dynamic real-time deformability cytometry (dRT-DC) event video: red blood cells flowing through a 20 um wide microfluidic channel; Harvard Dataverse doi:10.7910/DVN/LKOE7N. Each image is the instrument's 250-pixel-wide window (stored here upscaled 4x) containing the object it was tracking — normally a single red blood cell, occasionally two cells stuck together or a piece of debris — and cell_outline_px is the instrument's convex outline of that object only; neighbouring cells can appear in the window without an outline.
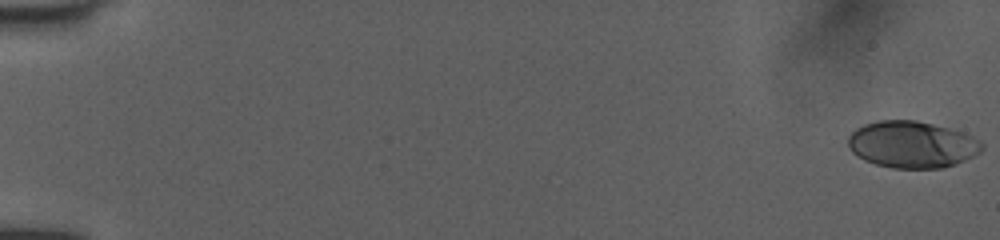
{"species": "human", "species_latin": "Homo sapiens", "temperature_condition": "room temperature", "stored_images_in_passage": 52, "camera_frame_rate_fps": 3000, "um_per_image_px": 0.085, "donor": {"sex": "female"}, "frame": {"image": 1, "passage_image": 1, "time_ms": 0.0, "image_size_px": [1000, 240], "cell_outline_px": [[984, 148], [980, 152], [956, 164], [944, 168], [892, 168], [876, 164], [864, 160], [852, 152], [848, 148], [848, 136], [856, 128], [864, 124], [876, 120], [916, 120], [948, 128], [972, 136], [980, 140], [984, 144]], "centroid_in_image_um": [77.5, 12.28], "position_along_channel_um": 7.5, "area_um2": 36.53}}
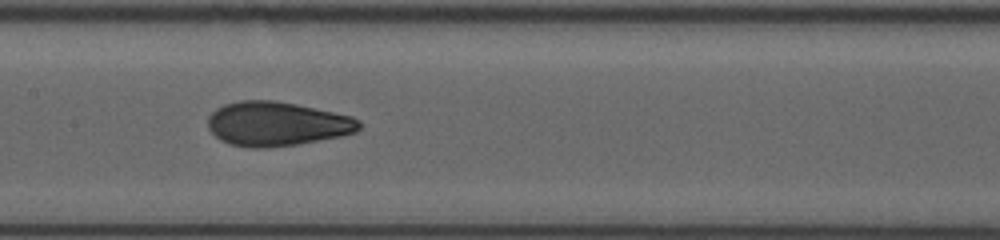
{"frame": {"image": 2, "passage_image": 28, "time_ms": 9.0, "image_size_px": [1000, 240], "cell_outline_px": [[360, 128], [356, 132], [344, 136], [296, 144], [268, 148], [252, 148], [232, 144], [220, 140], [208, 128], [208, 116], [216, 108], [224, 104], [240, 100], [276, 100], [296, 104], [352, 116], [360, 120]], "centroid_in_image_um": [23.54, 10.52], "position_along_channel_um": 183.9, "area_um2": 39.13}}
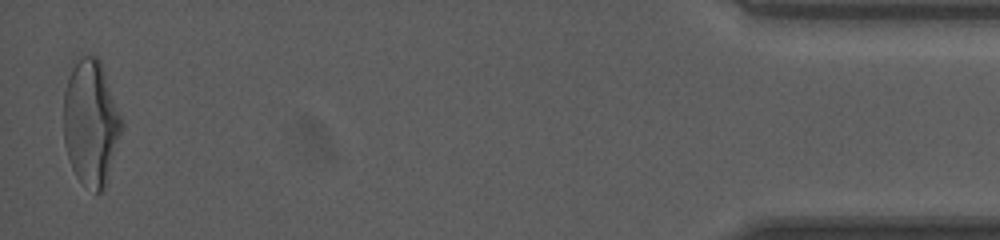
{"frame": {"image": 3, "passage_image": 52, "time_ms": 17.0, "image_size_px": [1000, 240], "cell_outline_px": [[124, 128], [104, 188], [100, 192], [96, 192], [80, 180], [76, 176], [72, 168], [64, 144], [64, 92], [68, 76], [72, 68], [80, 56], [92, 52], [100, 60], [124, 120]], "centroid_in_image_um": [7.75, 10.38], "position_along_channel_um": 427.5, "area_um2": 42.89}, "authors_computed_cell_mechanics": {"area_um2": 37.9168, "velocity_mm_per_s": 4.035, "shape_relaxation_time_tau1_ms": 3.9232, "shape_relaxation_time_tau2_ms": 1.1361, "deformation_change_tau1": 0.1786, "deformation_change_tau2": 0.0648}}